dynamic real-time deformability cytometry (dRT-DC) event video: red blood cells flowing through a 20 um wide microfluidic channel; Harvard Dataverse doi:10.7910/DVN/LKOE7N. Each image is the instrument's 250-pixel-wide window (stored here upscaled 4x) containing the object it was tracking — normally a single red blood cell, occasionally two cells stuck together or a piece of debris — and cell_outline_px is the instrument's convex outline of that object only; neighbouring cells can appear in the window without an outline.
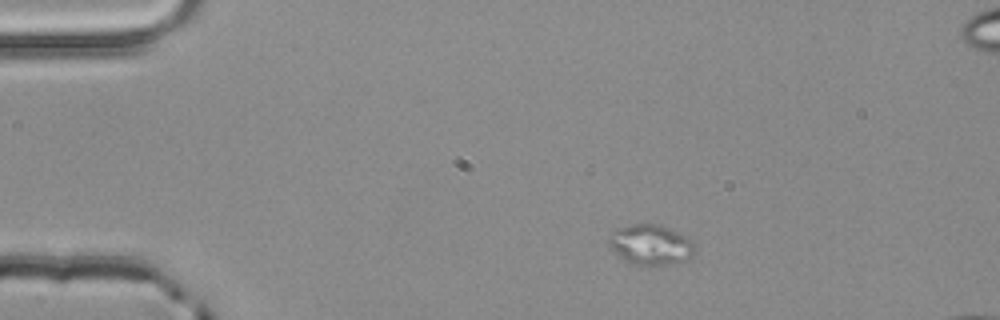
{"species": "common noctule bat (a hibernating species)", "species_latin": "Nyctalus noctula", "temperature_condition": "room temperature", "stored_images_in_passage": 3, "camera_frame_rate_fps": 3000, "um_per_image_px": 0.085, "animal": {"sex": "male", "body_mass_g": 20.4}, "frame": {"image": 1, "passage_image": 1, "time_ms": 0.0, "image_size_px": [1000, 320], "cell_outline_px": [[692, 256], [688, 260], [664, 264], [636, 264], [624, 260], [608, 244], [608, 240], [616, 228], [632, 224], [656, 224], [668, 228], [684, 236], [692, 244]], "centroid_in_image_um": [55.26, 20.79], "position_along_channel_um": 29.7, "area_um2": 19.36}}